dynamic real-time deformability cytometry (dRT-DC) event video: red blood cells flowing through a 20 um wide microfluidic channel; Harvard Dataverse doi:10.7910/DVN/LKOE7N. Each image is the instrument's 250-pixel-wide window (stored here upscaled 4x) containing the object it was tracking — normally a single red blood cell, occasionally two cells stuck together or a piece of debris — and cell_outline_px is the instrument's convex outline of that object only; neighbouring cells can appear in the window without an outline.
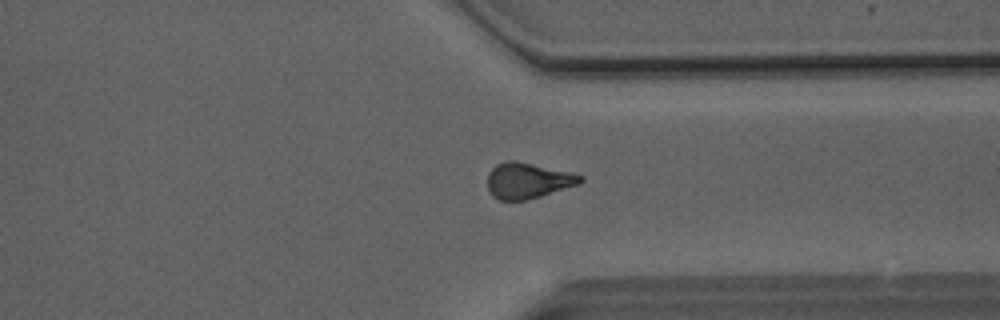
{"species": "Egyptian fruit bat (a non-hibernating species)", "species_latin": "Rousettus aegyptiacus", "temperature_condition": "room temperature", "stored_images_in_passage": 49, "camera_frame_rate_fps": 3000, "um_per_image_px": 0.085, "animal": {"sex": "male"}, "frame": {"image": 1, "passage_image": 37, "time_ms": 12.0, "image_size_px": [1000, 320], "cell_outline_px": [[584, 180], [580, 184], [540, 196], [524, 200], [500, 200], [492, 196], [488, 192], [488, 172], [496, 164], [504, 160], [516, 160], [572, 172], [584, 176]], "centroid_in_image_um": [44.86, 15.33], "position_along_channel_um": 366.5, "area_um2": 19.59}}
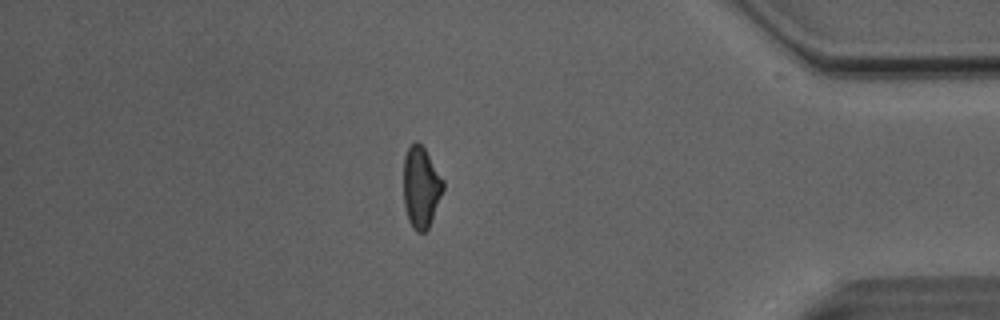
{"frame": {"image": 2, "passage_image": 42, "time_ms": 13.667, "image_size_px": [1000, 320], "cell_outline_px": [[444, 188], [428, 228], [424, 232], [416, 232], [412, 228], [408, 220], [404, 208], [404, 156], [408, 148], [416, 140], [424, 148], [444, 180]], "centroid_in_image_um": [35.77, 15.92], "position_along_channel_um": 399.4, "area_um2": 18.67}}
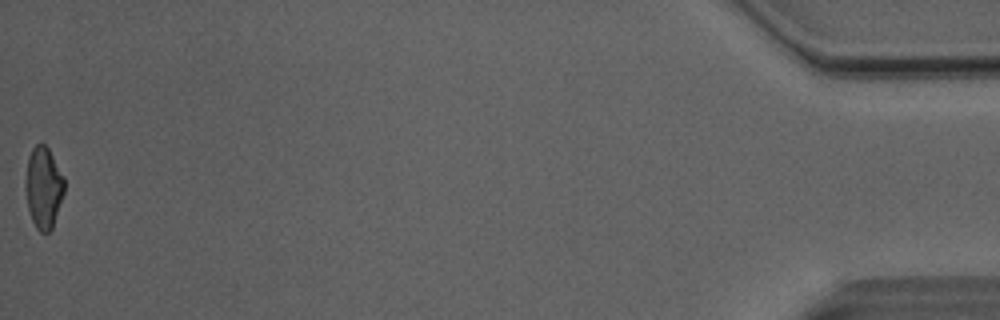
{"frame": {"image": 3, "passage_image": 49, "time_ms": 16.0, "image_size_px": [1000, 320], "cell_outline_px": [[64, 192], [52, 228], [48, 232], [40, 232], [36, 228], [32, 220], [28, 208], [24, 188], [24, 180], [28, 156], [32, 148], [40, 140], [48, 148], [64, 176]], "centroid_in_image_um": [3.67, 15.9], "position_along_channel_um": 431.5, "area_um2": 18.67}, "authors_computed_cell_mechanics": {"area_um2": 19.7098, "velocity_mm_per_s": 4.119, "shape_relaxation_time_tau1_ms": 10.0505, "shape_relaxation_time_tau2_ms": 3.4027, "deformation_change_tau1": 0.2177, "deformation_change_tau2": 0.1149}}